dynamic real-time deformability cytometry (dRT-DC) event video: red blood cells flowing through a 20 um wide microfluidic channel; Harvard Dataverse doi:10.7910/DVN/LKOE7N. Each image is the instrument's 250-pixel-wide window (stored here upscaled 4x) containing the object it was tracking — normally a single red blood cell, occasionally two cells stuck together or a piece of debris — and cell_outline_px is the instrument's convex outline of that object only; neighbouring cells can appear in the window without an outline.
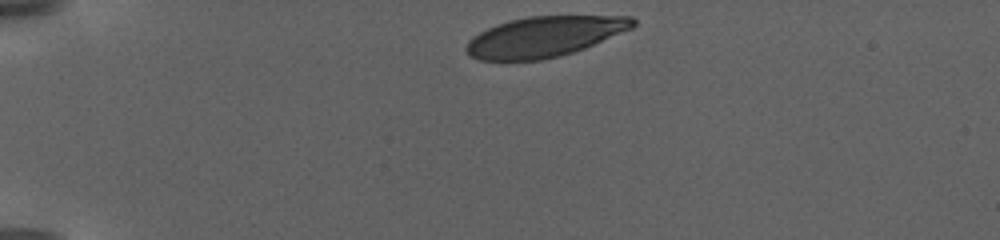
{"species": "human", "species_latin": "Homo sapiens", "temperature_condition": "warm", "stored_images_in_passage": 39, "camera_frame_rate_fps": 3000, "um_per_image_px": 0.085, "donor": {"sex": "female"}, "frame": {"image": 1, "passage_image": 1, "time_ms": 0.0, "image_size_px": [1000, 240], "cell_outline_px": [[636, 24], [632, 28], [584, 48], [560, 56], [540, 60], [480, 60], [468, 56], [464, 48], [468, 40], [472, 36], [496, 24], [528, 16], [632, 16], [636, 20]], "centroid_in_image_um": [46.24, 3.11], "position_along_channel_um": 38.8, "area_um2": 39.13}}
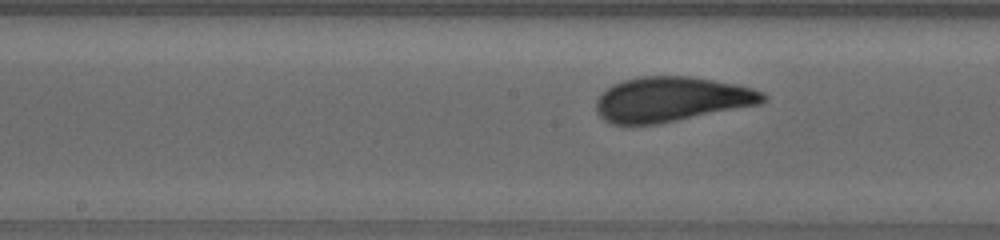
{"frame": {"image": 2, "passage_image": 23, "time_ms": 7.333, "image_size_px": [1000, 240], "cell_outline_px": [[768, 100], [760, 104], [660, 124], [612, 124], [604, 120], [596, 112], [596, 100], [612, 84], [624, 80], [640, 76], [692, 76], [736, 84], [752, 88], [764, 92], [768, 96]], "centroid_in_image_um": [57.1, 8.44], "position_along_channel_um": 191.1, "area_um2": 43.81}}
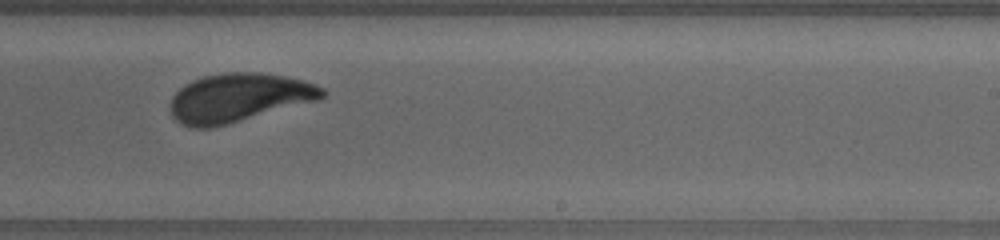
{"frame": {"image": 3, "passage_image": 31, "time_ms": 10.0, "image_size_px": [1000, 240], "cell_outline_px": [[328, 92], [320, 100], [208, 128], [192, 128], [180, 124], [172, 116], [168, 104], [172, 96], [184, 84], [192, 80], [204, 76], [224, 72], [260, 72], [284, 76], [304, 80], [324, 88]], "centroid_in_image_um": [20.27, 8.29], "position_along_channel_um": 268.7, "area_um2": 43.18}}